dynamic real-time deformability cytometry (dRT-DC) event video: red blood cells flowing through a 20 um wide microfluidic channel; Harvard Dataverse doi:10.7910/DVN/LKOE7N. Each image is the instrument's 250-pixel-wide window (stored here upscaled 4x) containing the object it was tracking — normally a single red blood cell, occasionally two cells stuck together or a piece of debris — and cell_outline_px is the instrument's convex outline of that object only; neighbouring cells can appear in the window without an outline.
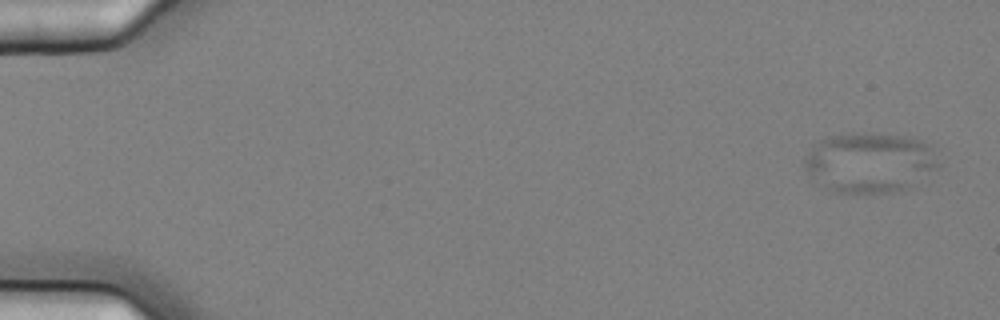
{"species": "common noctule bat (a hibernating species)", "species_latin": "Nyctalus noctula", "temperature_condition": "cold", "stored_images_in_passage": 6, "camera_frame_rate_fps": 3000, "um_per_image_px": 0.085, "animal": {"sex": "female", "body_mass_g": 25.1}, "frame": {"image": 1, "passage_image": 2, "time_ms": 0.333, "image_size_px": [1000, 320], "cell_outline_px": [[940, 164], [936, 168], [908, 188], [900, 192], [836, 192], [812, 180], [804, 168], [804, 156], [812, 144], [824, 136], [852, 132], [900, 136], [920, 140], [928, 144], [932, 148]], "centroid_in_image_um": [73.85, 13.8], "position_along_channel_um": 11.1, "area_um2": 47.11}}